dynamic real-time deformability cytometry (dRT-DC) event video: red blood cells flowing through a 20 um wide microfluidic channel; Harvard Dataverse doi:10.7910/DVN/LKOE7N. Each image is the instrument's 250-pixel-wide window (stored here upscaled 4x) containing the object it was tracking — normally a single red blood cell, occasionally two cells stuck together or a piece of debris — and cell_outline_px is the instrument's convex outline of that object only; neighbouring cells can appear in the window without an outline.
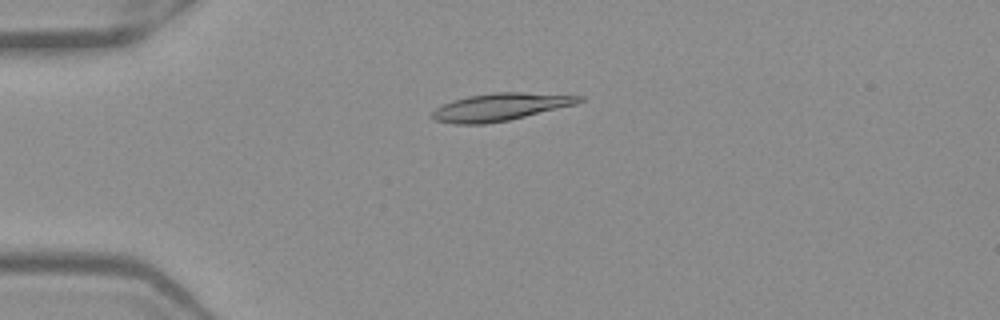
{"species": "Egyptian fruit bat (a non-hibernating species)", "species_latin": "Rousettus aegyptiacus", "temperature_condition": "warm", "stored_images_in_passage": 52, "camera_frame_rate_fps": 3000, "um_per_image_px": 0.085, "frame": {"image": 1, "passage_image": 13, "time_ms": 4.0, "image_size_px": [1000, 320], "cell_outline_px": [[584, 100], [576, 104], [508, 120], [484, 124], [456, 124], [436, 120], [432, 116], [432, 112], [436, 108], [452, 100], [468, 96], [492, 92], [524, 92], [584, 96]], "centroid_in_image_um": [42.54, 9.08], "position_along_channel_um": 42.5, "area_um2": 23.35}}
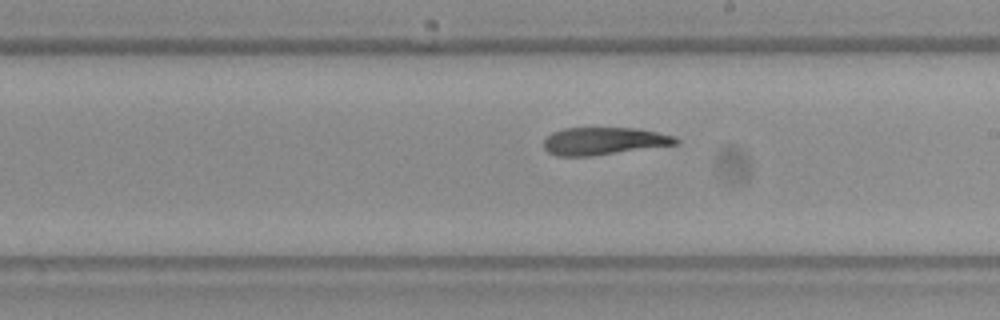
{"frame": {"image": 2, "passage_image": 30, "time_ms": 9.667, "image_size_px": [1000, 320], "cell_outline_px": [[680, 144], [592, 156], [556, 156], [548, 152], [544, 148], [544, 140], [552, 132], [564, 128], [640, 128], [676, 136], [680, 140]], "centroid_in_image_um": [51.38, 11.99], "position_along_channel_um": 237.6, "area_um2": 21.44}}
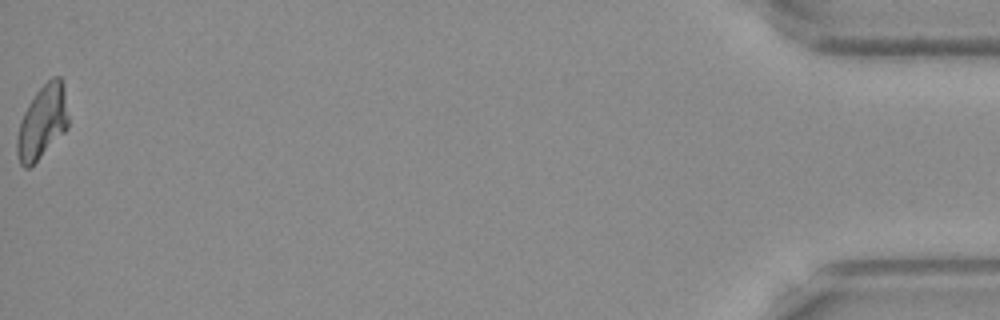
{"frame": {"image": 3, "passage_image": 52, "time_ms": 17.0, "image_size_px": [1000, 320], "cell_outline_px": [[68, 128], [28, 168], [24, 168], [20, 164], [16, 152], [16, 140], [20, 120], [28, 104], [36, 92], [52, 76], [60, 76], [64, 88], [68, 116]], "centroid_in_image_um": [3.58, 10.36], "position_along_channel_um": 431.6, "area_um2": 21.68}, "authors_computed_cell_mechanics": {"area_um2": 21.9062, "velocity_mm_per_s": 3.9438, "shape_relaxation_time_tau1_ms": null, "shape_relaxation_time_tau2_ms": 2.014, "deformation_change_tau1": null, "deformation_change_tau2": 0.092}}